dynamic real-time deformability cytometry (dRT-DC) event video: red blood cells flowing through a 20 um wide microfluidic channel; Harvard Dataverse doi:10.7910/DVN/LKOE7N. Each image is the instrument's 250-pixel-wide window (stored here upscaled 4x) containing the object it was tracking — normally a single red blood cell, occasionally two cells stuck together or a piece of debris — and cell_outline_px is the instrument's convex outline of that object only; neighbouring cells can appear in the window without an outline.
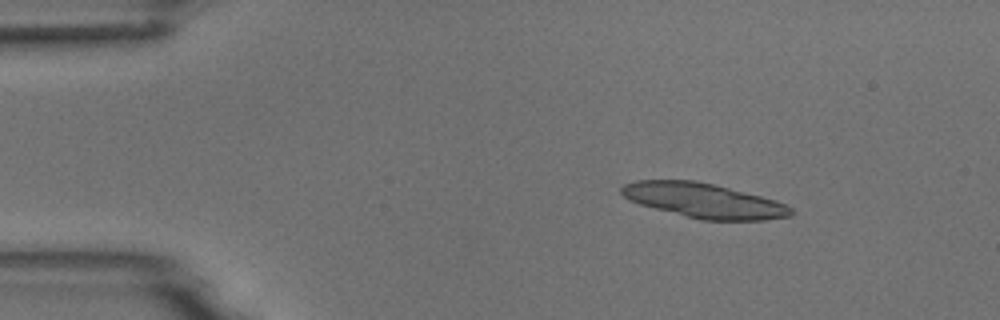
{"species": "common noctule bat (a hibernating species)", "species_latin": "Nyctalus noctula", "temperature_condition": "room temperature", "stored_images_in_passage": 6, "camera_frame_rate_fps": 3000, "um_per_image_px": 0.085, "animal": {"sex": "male", "body_mass_g": 18.8}, "frame": {"image": 1, "passage_image": 3, "time_ms": 2.333, "image_size_px": [1000, 320], "cell_outline_px": [[792, 216], [764, 220], [700, 220], [640, 204], [628, 200], [620, 192], [620, 188], [624, 184], [636, 180], [696, 180], [760, 196], [784, 204], [792, 208]], "centroid_in_image_um": [59.78, 17.05], "position_along_channel_um": 25.2, "area_um2": 33.87}}
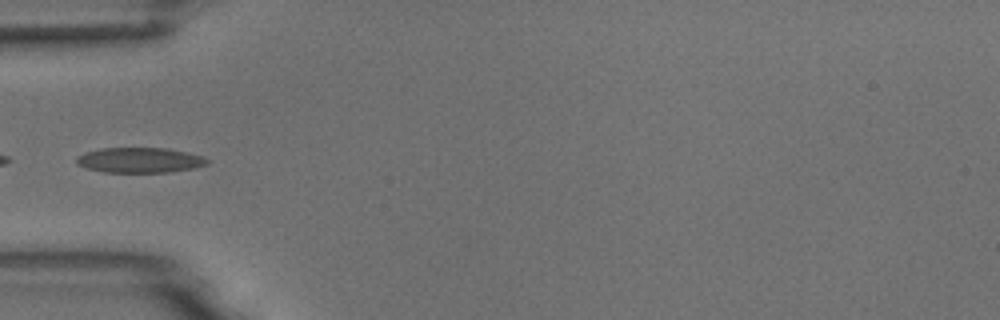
{"frame": {"image": 2, "passage_image": 6, "time_ms": 5.667, "image_size_px": [1000, 320], "cell_outline_px": [[208, 164], [196, 168], [172, 172], [104, 172], [88, 168], [76, 164], [76, 156], [84, 152], [100, 148], [168, 148], [204, 156], [208, 160]], "centroid_in_image_um": [11.89, 13.61], "position_along_channel_um": 73.1, "area_um2": 19.36}}